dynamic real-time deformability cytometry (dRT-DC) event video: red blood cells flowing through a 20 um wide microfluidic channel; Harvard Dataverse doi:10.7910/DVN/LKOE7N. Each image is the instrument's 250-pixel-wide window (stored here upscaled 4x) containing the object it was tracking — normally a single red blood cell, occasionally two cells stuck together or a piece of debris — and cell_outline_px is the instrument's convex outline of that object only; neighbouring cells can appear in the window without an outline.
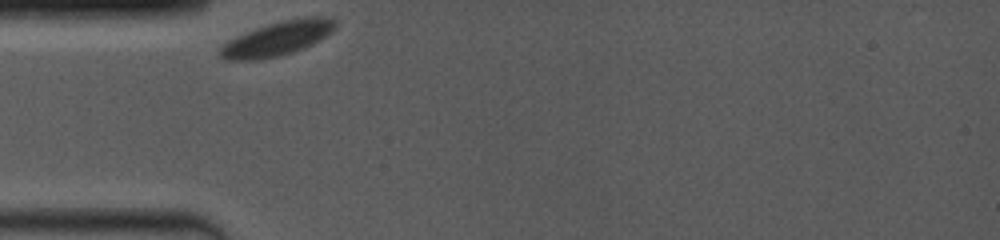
{"species": "common noctule bat (a hibernating species)", "species_latin": "Nyctalus noctula", "temperature_condition": "room temperature", "stored_images_in_passage": 32, "camera_frame_rate_fps": 4000, "um_per_image_px": 0.085, "animal": {"sex": "female", "body_mass_g": 19.0, "forearm_length_mm": 53.3}, "frame": {"image": 1, "passage_image": 1, "time_ms": 0.0, "image_size_px": [1000, 240], "cell_outline_px": [[336, 24], [320, 40], [304, 48], [280, 56], [260, 60], [224, 60], [220, 56], [220, 48], [224, 44], [256, 28], [280, 20], [304, 16], [328, 16], [336, 20]], "centroid_in_image_um": [23.61, 3.27], "position_along_channel_um": 61.4, "area_um2": 22.72}}
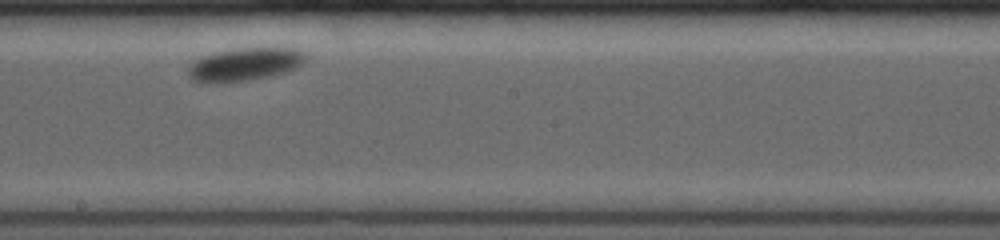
{"frame": {"image": 2, "passage_image": 19, "time_ms": 5.25, "image_size_px": [1000, 240], "cell_outline_px": [[308, 56], [296, 68], [272, 76], [248, 80], [216, 84], [204, 84], [192, 80], [188, 76], [188, 68], [192, 60], [200, 56], [212, 52], [236, 48], [296, 48], [304, 52]], "centroid_in_image_um": [20.72, 5.48], "position_along_channel_um": 227.5, "area_um2": 23.18}}
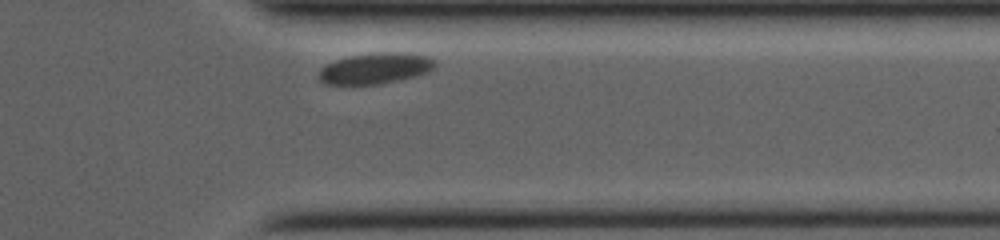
{"frame": {"image": 3, "passage_image": 32, "time_ms": 9.75, "image_size_px": [1000, 240], "cell_outline_px": [[436, 64], [428, 72], [416, 76], [400, 80], [380, 84], [324, 84], [316, 76], [320, 68], [336, 60], [352, 56], [380, 52], [388, 52], [424, 56], [436, 60]], "centroid_in_image_um": [31.86, 5.83], "position_along_channel_um": 379.5, "area_um2": 20.63}}